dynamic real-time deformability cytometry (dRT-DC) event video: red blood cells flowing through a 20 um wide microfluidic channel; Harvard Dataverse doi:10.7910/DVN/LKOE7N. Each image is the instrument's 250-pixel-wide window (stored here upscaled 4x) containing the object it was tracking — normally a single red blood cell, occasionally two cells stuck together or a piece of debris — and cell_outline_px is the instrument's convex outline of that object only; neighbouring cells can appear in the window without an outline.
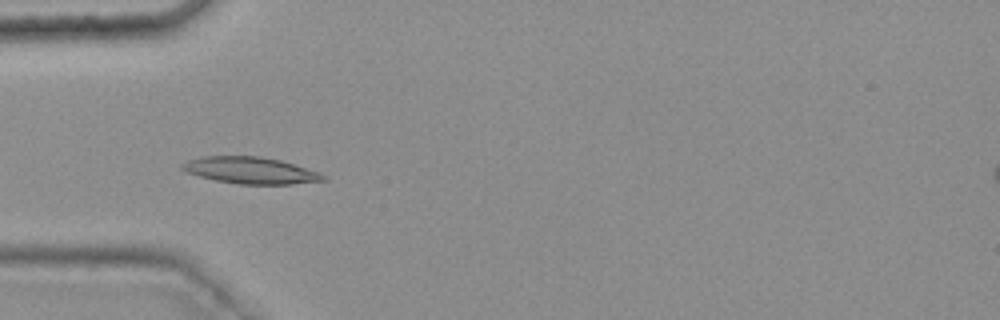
{"species": "common noctule bat (a hibernating species)", "species_latin": "Nyctalus noctula", "temperature_condition": "warm", "stored_images_in_passage": 46, "camera_frame_rate_fps": 3000, "um_per_image_px": 0.085, "animal": {"sex": "female", "body_mass_g": 25.1}, "frame": {"image": 1, "passage_image": 17, "time_ms": 5.333, "image_size_px": [1000, 320], "cell_outline_px": [[328, 180], [292, 184], [240, 184], [216, 180], [200, 176], [188, 172], [180, 168], [180, 164], [188, 160], [200, 156], [260, 156], [280, 160], [320, 172], [328, 176]], "centroid_in_image_um": [21.33, 14.48], "position_along_channel_um": 63.7, "area_um2": 21.96}}
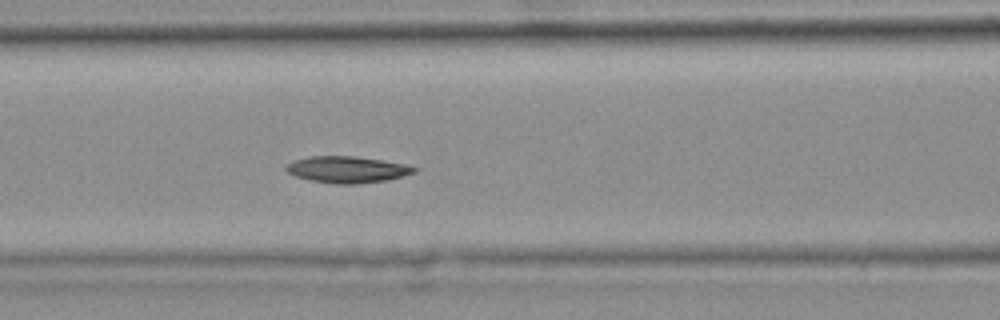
{"frame": {"image": 2, "passage_image": 23, "time_ms": 7.333, "image_size_px": [1000, 320], "cell_outline_px": [[416, 172], [404, 176], [388, 180], [356, 184], [336, 184], [308, 180], [296, 176], [288, 172], [284, 168], [288, 164], [296, 160], [308, 156], [352, 156], [380, 160], [404, 164], [416, 168]], "centroid_in_image_um": [29.5, 14.42], "position_along_channel_um": 137.1, "area_um2": 19.65}}
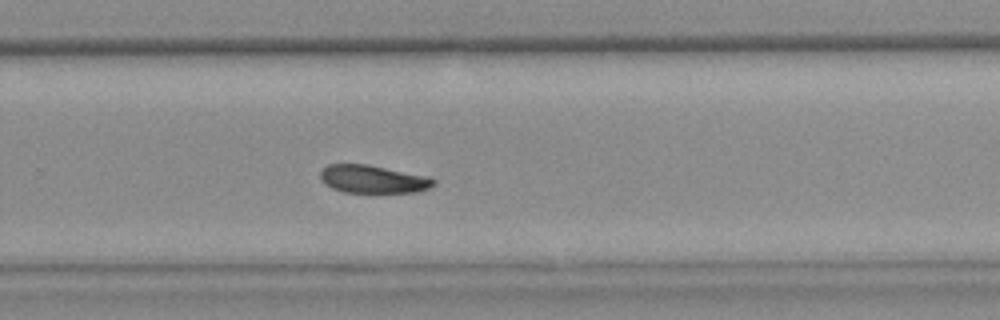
{"frame": {"image": 3, "passage_image": 36, "time_ms": 11.667, "image_size_px": [1000, 320], "cell_outline_px": [[436, 184], [428, 188], [416, 192], [344, 192], [332, 188], [324, 184], [320, 176], [320, 172], [328, 164], [368, 164], [428, 176], [436, 180]], "centroid_in_image_um": [31.71, 15.22], "position_along_channel_um": 298.1, "area_um2": 18.44}, "authors_computed_cell_mechanics": {"area_um2": 19.7098, "velocity_mm_per_s": 3.7241, "shape_relaxation_time_tau1_ms": 6.9763, "shape_relaxation_time_tau2_ms": 10.5144, "deformation_change_tau1": 0.1373, "deformation_change_tau2": 0.15}}